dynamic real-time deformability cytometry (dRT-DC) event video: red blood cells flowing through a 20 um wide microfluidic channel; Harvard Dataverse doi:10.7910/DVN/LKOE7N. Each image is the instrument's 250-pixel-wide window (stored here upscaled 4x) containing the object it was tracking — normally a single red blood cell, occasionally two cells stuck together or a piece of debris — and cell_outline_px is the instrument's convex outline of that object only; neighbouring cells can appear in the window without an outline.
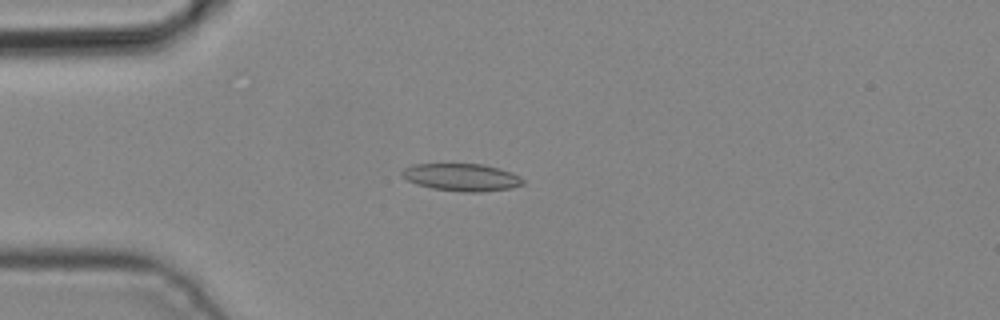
{"species": "common noctule bat (a hibernating species)", "species_latin": "Nyctalus noctula", "temperature_condition": "cold", "stored_images_in_passage": 3, "camera_frame_rate_fps": 3000, "um_per_image_px": 0.085, "animal": {"sex": "male", "body_mass_g": 19.2, "forearm_length_mm": 51.8}, "frame": {"image": 1, "passage_image": 3, "time_ms": 0.667, "image_size_px": [1000, 320], "cell_outline_px": [[524, 184], [512, 188], [480, 192], [464, 192], [432, 188], [416, 184], [400, 176], [400, 172], [404, 168], [412, 164], [484, 164], [500, 168], [512, 172], [520, 176], [524, 180]], "centroid_in_image_um": [39.25, 15.06], "position_along_channel_um": 45.8, "area_um2": 19.54}}